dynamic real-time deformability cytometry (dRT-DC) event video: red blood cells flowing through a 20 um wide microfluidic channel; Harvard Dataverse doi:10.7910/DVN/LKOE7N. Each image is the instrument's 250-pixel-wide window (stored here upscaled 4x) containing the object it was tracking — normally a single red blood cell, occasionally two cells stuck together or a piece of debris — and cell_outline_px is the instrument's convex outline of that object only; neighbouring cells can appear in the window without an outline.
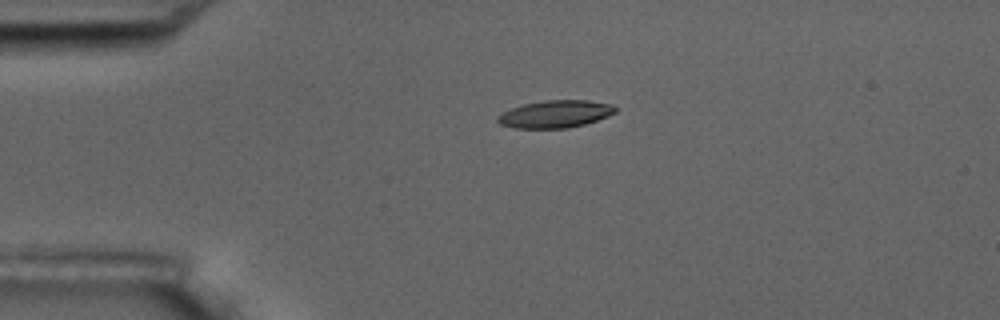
{"species": "common noctule bat (a hibernating species)", "species_latin": "Nyctalus noctula", "temperature_condition": "room temperature", "stored_images_in_passage": 2, "camera_frame_rate_fps": 3000, "um_per_image_px": 0.085, "animal": {"sex": "male", "body_mass_g": 17.5, "forearm_length_mm": 52.3}, "frame": {"image": 1, "passage_image": 1, "time_ms": 0.0, "image_size_px": [1000, 320], "cell_outline_px": [[616, 112], [608, 116], [584, 124], [568, 128], [516, 128], [500, 124], [496, 120], [496, 116], [512, 108], [524, 104], [544, 100], [588, 100], [612, 104], [616, 108]], "centroid_in_image_um": [47.2, 9.69], "position_along_channel_um": 37.8, "area_um2": 18.73}}